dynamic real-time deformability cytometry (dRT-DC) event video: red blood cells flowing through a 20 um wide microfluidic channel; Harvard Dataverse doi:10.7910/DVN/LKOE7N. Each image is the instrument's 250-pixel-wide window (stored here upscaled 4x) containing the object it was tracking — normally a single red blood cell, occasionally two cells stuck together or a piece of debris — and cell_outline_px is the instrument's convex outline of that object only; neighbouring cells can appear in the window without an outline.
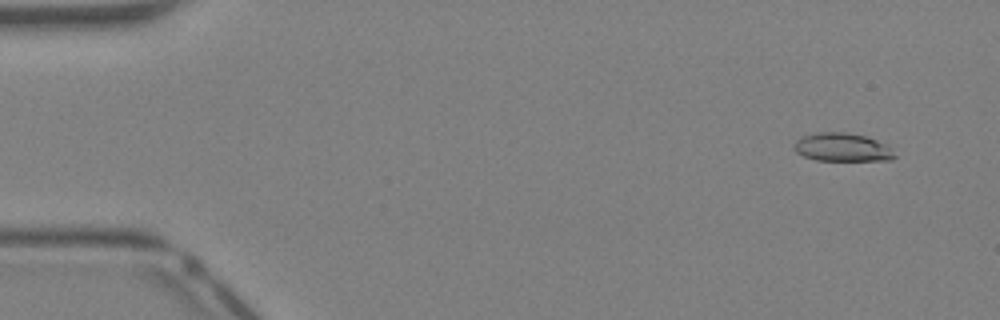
{"species": "Egyptian fruit bat (a non-hibernating species)", "species_latin": "Rousettus aegyptiacus", "temperature_condition": "warm", "stored_images_in_passage": 9, "camera_frame_rate_fps": 3000, "um_per_image_px": 0.085, "animal": {"sex": "female"}, "frame": {"image": 1, "passage_image": 3, "time_ms": 0.667, "image_size_px": [1000, 320], "cell_outline_px": [[896, 156], [892, 160], [816, 160], [804, 156], [796, 152], [796, 140], [800, 136], [820, 132], [844, 132], [864, 136], [876, 140], [884, 144]], "centroid_in_image_um": [71.56, 12.52], "position_along_channel_um": 13.4, "area_um2": 16.24}}